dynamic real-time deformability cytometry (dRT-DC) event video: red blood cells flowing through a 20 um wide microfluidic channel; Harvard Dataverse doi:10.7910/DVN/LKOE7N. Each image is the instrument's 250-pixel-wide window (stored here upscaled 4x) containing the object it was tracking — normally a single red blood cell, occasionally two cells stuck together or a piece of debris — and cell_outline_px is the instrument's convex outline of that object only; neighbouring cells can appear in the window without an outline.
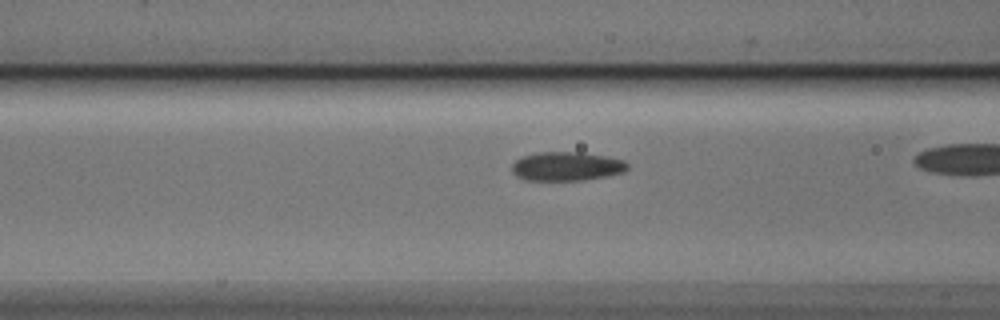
{"species": "Egyptian fruit bat (a non-hibernating species)", "species_latin": "Rousettus aegyptiacus", "temperature_condition": "cold", "stored_images_in_passage": 30, "camera_frame_rate_fps": 3000, "um_per_image_px": 0.085, "animal": {"sex": "male"}, "frame": {"image": 1, "passage_image": 9, "time_ms": 2.667, "image_size_px": [1000, 320], "cell_outline_px": [[628, 168], [624, 172], [608, 176], [584, 180], [524, 180], [516, 176], [512, 172], [512, 164], [516, 160], [524, 156], [536, 152], [584, 152], [608, 156], [624, 160], [628, 164]], "centroid_in_image_um": [48.18, 14.13], "position_along_channel_um": 118.4, "area_um2": 19.71}}
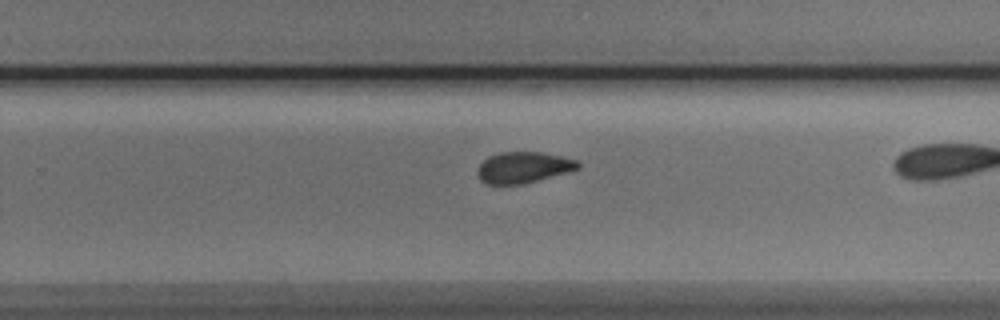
{"frame": {"image": 2, "passage_image": 22, "time_ms": 7.0, "image_size_px": [1000, 320], "cell_outline_px": [[580, 168], [568, 172], [524, 184], [484, 184], [480, 180], [476, 172], [480, 164], [488, 156], [500, 152], [544, 152], [576, 160], [580, 164]], "centroid_in_image_um": [44.47, 14.23], "position_along_channel_um": 285.3, "area_um2": 18.32}}